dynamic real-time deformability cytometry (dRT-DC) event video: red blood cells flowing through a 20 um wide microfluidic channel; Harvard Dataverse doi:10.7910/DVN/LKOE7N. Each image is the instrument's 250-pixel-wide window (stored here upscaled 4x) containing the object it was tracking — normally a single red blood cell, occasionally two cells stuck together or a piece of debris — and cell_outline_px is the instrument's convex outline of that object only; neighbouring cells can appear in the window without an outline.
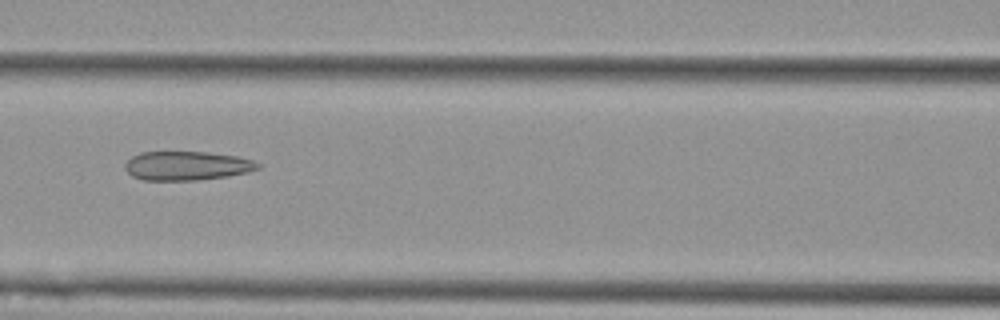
{"species": "Egyptian fruit bat (a non-hibernating species)", "species_latin": "Rousettus aegyptiacus", "temperature_condition": "cold", "stored_images_in_passage": 8, "camera_frame_rate_fps": 3000, "um_per_image_px": 0.085, "animal": {"sex": "female"}, "frame": {"image": 1, "passage_image": 6, "time_ms": 7.0, "image_size_px": [1000, 320], "cell_outline_px": [[260, 168], [248, 172], [228, 176], [196, 180], [144, 180], [132, 176], [124, 168], [124, 164], [132, 156], [140, 152], [208, 152], [236, 156], [252, 160], [260, 164]], "centroid_in_image_um": [15.87, 14.09], "position_along_channel_um": 150.7, "area_um2": 22.43}}
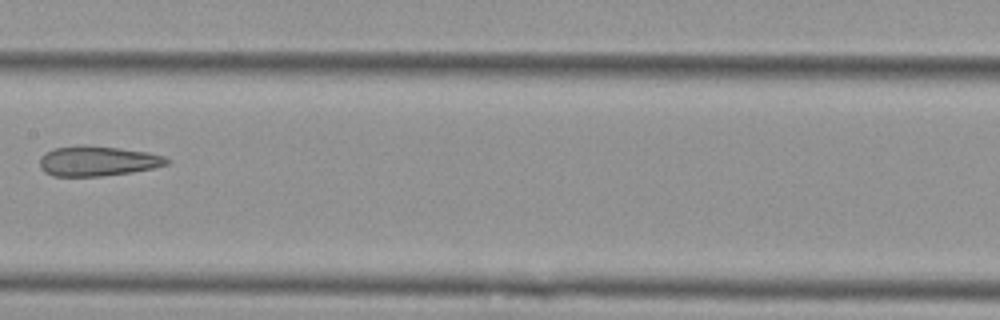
{"frame": {"image": 2, "passage_image": 7, "time_ms": 8.333, "image_size_px": [1000, 320], "cell_outline_px": [[172, 160], [168, 164], [152, 168], [132, 172], [100, 176], [52, 176], [44, 172], [40, 168], [40, 156], [44, 152], [52, 148], [80, 144], [84, 144], [120, 148], [148, 152], [164, 156]], "centroid_in_image_um": [8.26, 13.67], "position_along_channel_um": 199.1, "area_um2": 22.6}}
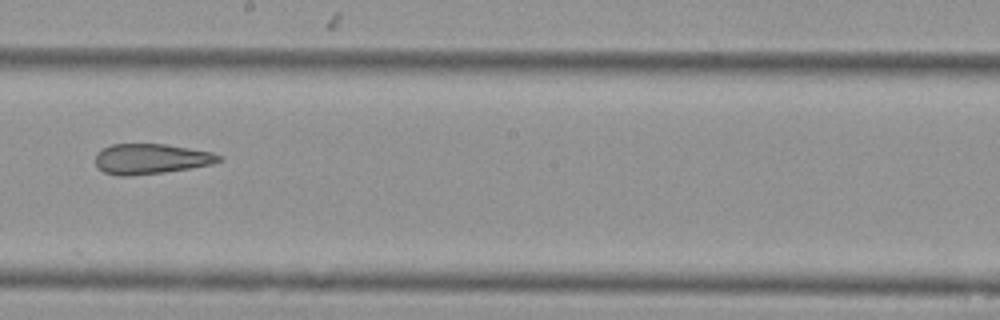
{"frame": {"image": 3, "passage_image": 8, "time_ms": 9.333, "image_size_px": [1000, 320], "cell_outline_px": [[224, 160], [212, 164], [164, 172], [128, 176], [120, 176], [104, 172], [96, 164], [96, 152], [100, 148], [112, 144], [164, 144], [212, 152], [224, 156]], "centroid_in_image_um": [12.84, 13.5], "position_along_channel_um": 235.4, "area_um2": 21.79}}